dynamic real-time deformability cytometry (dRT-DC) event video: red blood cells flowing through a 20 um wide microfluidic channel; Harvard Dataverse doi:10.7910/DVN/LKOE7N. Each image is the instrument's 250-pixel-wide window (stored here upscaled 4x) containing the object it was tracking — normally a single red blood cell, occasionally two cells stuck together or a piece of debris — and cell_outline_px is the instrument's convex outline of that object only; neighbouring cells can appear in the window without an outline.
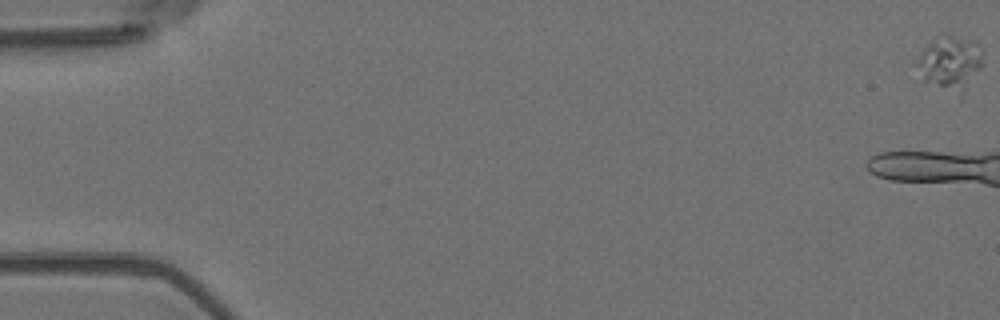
{"species": "Egyptian fruit bat (a non-hibernating species)", "species_latin": "Rousettus aegyptiacus", "temperature_condition": "room temperature", "stored_images_in_passage": 7, "camera_frame_rate_fps": 3000, "um_per_image_px": 0.085, "animal": {"sex": "female"}, "frame": {"image": 1, "passage_image": 1, "time_ms": 0.0, "image_size_px": [1000, 320], "cell_outline_px": [[980, 68], [952, 88], [924, 80], [908, 64], [940, 32], [976, 40], [980, 44]], "centroid_in_image_um": [80.56, 5.09], "position_along_channel_um": 4.4, "area_um2": 19.42}}